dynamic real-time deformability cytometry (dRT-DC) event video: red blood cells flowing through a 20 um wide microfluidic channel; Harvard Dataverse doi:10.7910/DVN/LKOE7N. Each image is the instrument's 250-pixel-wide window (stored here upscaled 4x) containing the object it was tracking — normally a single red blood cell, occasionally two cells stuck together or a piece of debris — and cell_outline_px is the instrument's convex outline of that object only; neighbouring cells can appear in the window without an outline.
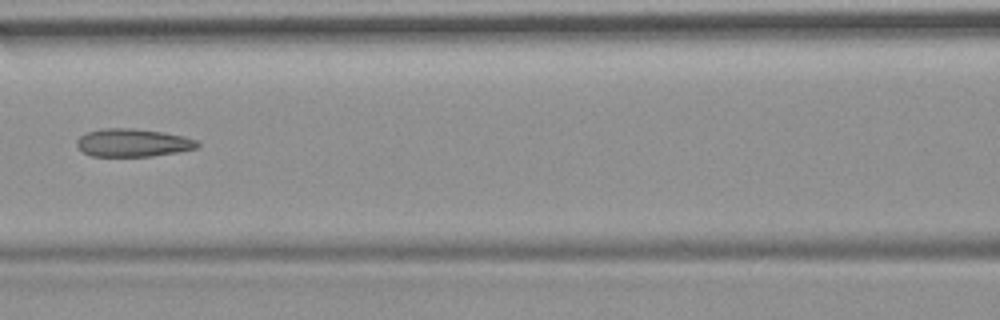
{"species": "common noctule bat (a hibernating species)", "species_latin": "Nyctalus noctula", "temperature_condition": "room temperature", "stored_images_in_passage": 9, "camera_frame_rate_fps": 3000, "um_per_image_px": 0.085, "animal": {"sex": "female", "body_mass_g": 19.9}, "frame": {"image": 1, "passage_image": 7, "time_ms": 7.333, "image_size_px": [1000, 320], "cell_outline_px": [[200, 144], [196, 148], [176, 152], [152, 156], [92, 156], [84, 152], [76, 144], [76, 140], [80, 136], [88, 132], [100, 128], [132, 128], [164, 132], [184, 136], [196, 140]], "centroid_in_image_um": [11.29, 12.12], "position_along_channel_um": 155.3, "area_um2": 19.59}}
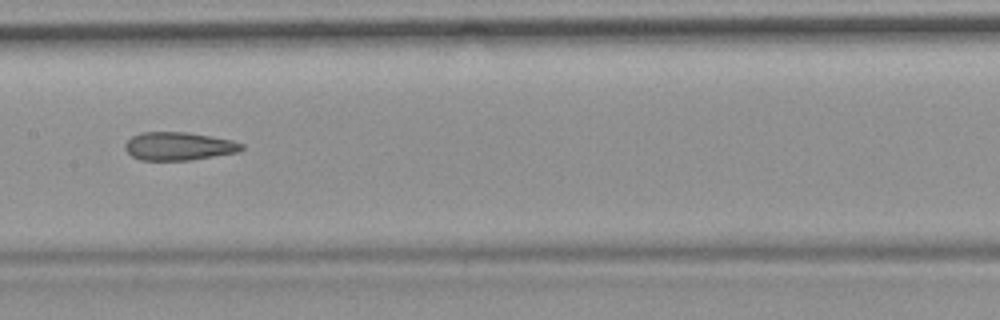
{"frame": {"image": 2, "passage_image": 8, "time_ms": 8.333, "image_size_px": [1000, 320], "cell_outline_px": [[244, 148], [240, 152], [192, 160], [140, 160], [132, 156], [124, 148], [124, 144], [132, 136], [140, 132], [188, 132], [232, 140], [244, 144]], "centroid_in_image_um": [15.21, 12.43], "position_along_channel_um": 192.2, "area_um2": 19.31}}